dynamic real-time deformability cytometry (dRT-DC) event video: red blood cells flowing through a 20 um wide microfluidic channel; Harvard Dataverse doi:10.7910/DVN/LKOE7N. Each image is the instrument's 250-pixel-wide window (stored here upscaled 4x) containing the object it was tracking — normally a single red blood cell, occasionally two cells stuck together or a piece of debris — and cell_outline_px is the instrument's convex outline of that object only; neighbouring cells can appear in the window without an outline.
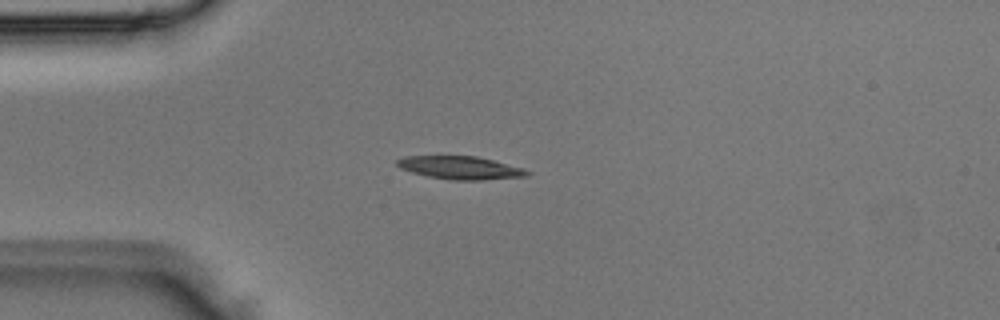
{"species": "Egyptian fruit bat (a non-hibernating species)", "species_latin": "Rousettus aegyptiacus", "temperature_condition": "room temperature", "stored_images_in_passage": 4, "camera_frame_rate_fps": 3000, "um_per_image_px": 0.085, "animal": {"sex": "male"}, "frame": {"image": 1, "passage_image": 4, "time_ms": 1.0, "image_size_px": [1000, 320], "cell_outline_px": [[532, 172], [528, 176], [480, 180], [452, 180], [428, 176], [412, 172], [400, 168], [396, 164], [396, 160], [404, 156], [476, 156], [524, 168]], "centroid_in_image_um": [39.13, 14.26], "position_along_channel_um": 45.9, "area_um2": 17.4}}